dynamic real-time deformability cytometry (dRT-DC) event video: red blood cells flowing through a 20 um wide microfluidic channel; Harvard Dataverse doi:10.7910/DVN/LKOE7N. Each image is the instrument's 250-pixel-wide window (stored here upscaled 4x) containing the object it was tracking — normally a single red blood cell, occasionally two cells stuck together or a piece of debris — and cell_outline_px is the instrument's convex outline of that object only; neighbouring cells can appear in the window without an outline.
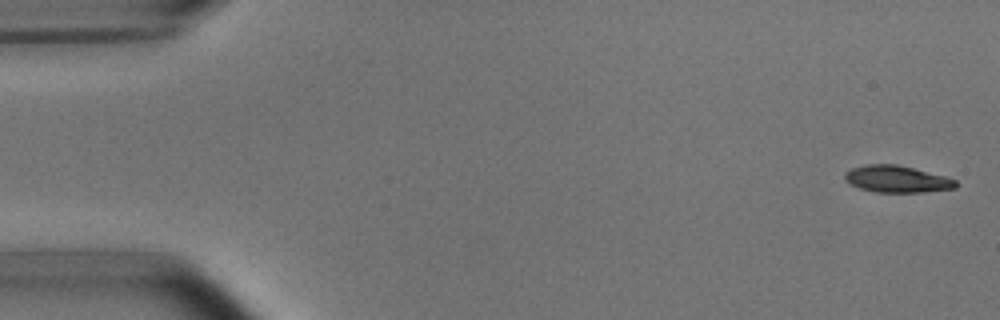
{"species": "common noctule bat (a hibernating species)", "species_latin": "Nyctalus noctula", "temperature_condition": "room temperature", "stored_images_in_passage": 13, "camera_frame_rate_fps": 3000, "um_per_image_px": 0.085, "animal": {"sex": "male", "body_mass_g": 15.6}, "frame": {"image": 1, "passage_image": 1, "time_ms": 0.0, "image_size_px": [1000, 320], "cell_outline_px": [[956, 188], [924, 192], [876, 192], [860, 188], [844, 180], [844, 172], [852, 168], [864, 164], [896, 164], [944, 176], [956, 180]], "centroid_in_image_um": [76.2, 15.22], "position_along_channel_um": 8.8, "area_um2": 17.22}}
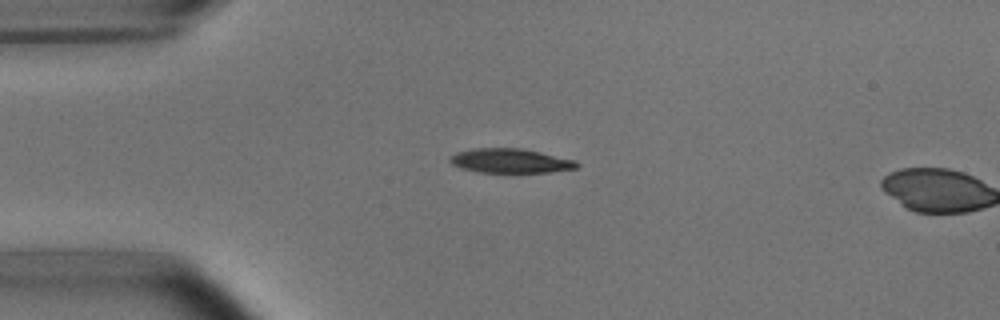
{"frame": {"image": 2, "passage_image": 12, "time_ms": 3.667, "image_size_px": [1000, 320], "cell_outline_px": [[580, 164], [576, 168], [552, 172], [480, 172], [460, 168], [452, 164], [448, 160], [448, 156], [456, 152], [472, 148], [520, 148], [540, 152], [576, 160]], "centroid_in_image_um": [43.35, 13.66], "position_along_channel_um": 41.7, "area_um2": 18.09}}